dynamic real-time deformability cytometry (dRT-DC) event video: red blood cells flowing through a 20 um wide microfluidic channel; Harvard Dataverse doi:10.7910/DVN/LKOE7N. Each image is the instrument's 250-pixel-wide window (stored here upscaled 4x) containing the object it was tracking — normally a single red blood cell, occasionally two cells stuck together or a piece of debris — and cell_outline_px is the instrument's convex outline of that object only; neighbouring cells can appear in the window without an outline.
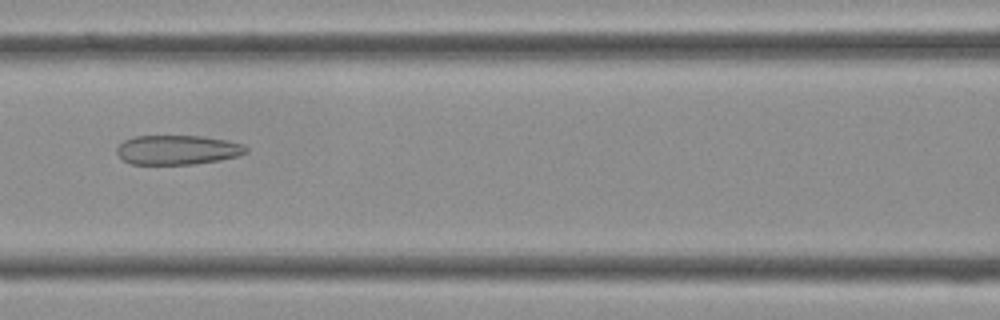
{"species": "Egyptian fruit bat (a non-hibernating species)", "species_latin": "Rousettus aegyptiacus", "temperature_condition": "cold", "stored_images_in_passage": 29, "camera_frame_rate_fps": 3000, "um_per_image_px": 0.085, "frame": {"image": 1, "passage_image": 18, "time_ms": 5.667, "image_size_px": [1000, 320], "cell_outline_px": [[248, 152], [236, 156], [220, 160], [192, 164], [132, 164], [124, 160], [116, 152], [116, 148], [124, 140], [132, 136], [200, 136], [228, 140], [244, 144], [248, 148]], "centroid_in_image_um": [15.1, 12.73], "position_along_channel_um": 151.5, "area_um2": 22.2}}
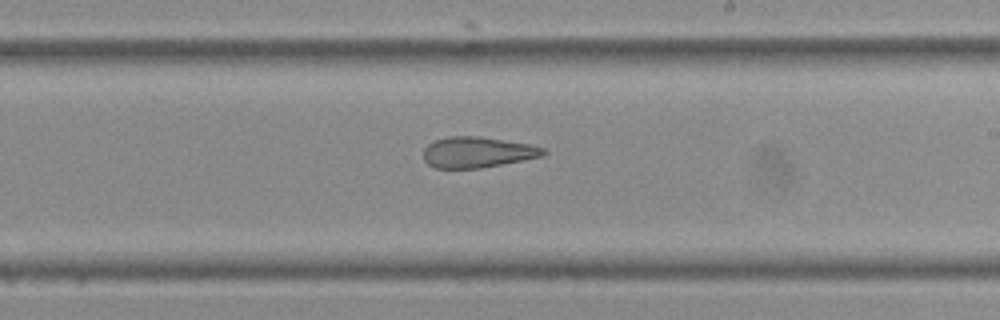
{"frame": {"image": 2, "passage_image": 24, "time_ms": 7.667, "image_size_px": [1000, 320], "cell_outline_px": [[548, 152], [544, 156], [524, 160], [480, 168], [436, 168], [428, 164], [424, 160], [424, 148], [428, 144], [436, 140], [448, 136], [480, 136], [532, 144], [544, 148]], "centroid_in_image_um": [40.62, 12.93], "position_along_channel_um": 248.4, "area_um2": 21.68}}
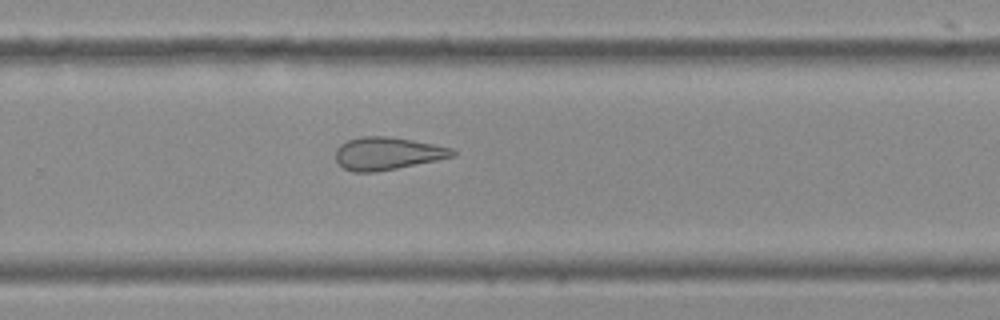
{"frame": {"image": 3, "passage_image": 27, "time_ms": 8.667, "image_size_px": [1000, 320], "cell_outline_px": [[456, 156], [376, 172], [352, 172], [344, 168], [336, 160], [336, 148], [340, 144], [348, 140], [360, 136], [388, 136], [412, 140], [452, 148], [456, 152]], "centroid_in_image_um": [32.9, 13.04], "position_along_channel_um": 296.9, "area_um2": 22.14}}